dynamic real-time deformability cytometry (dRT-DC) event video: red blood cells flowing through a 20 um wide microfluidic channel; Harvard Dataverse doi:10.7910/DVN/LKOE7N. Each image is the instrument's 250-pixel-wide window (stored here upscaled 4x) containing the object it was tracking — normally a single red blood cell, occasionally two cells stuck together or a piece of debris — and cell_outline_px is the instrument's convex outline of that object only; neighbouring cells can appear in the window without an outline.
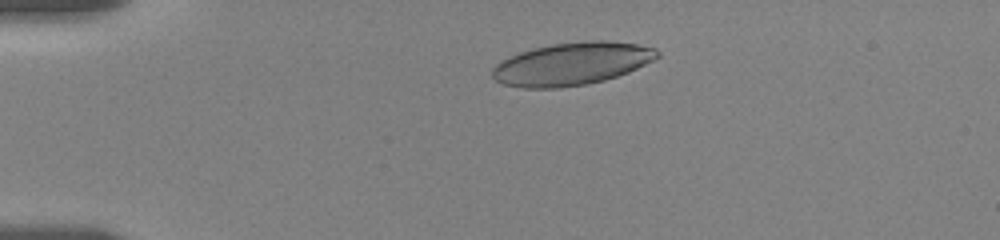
{"species": "human", "species_latin": "Homo sapiens", "temperature_condition": "room temperature", "stored_images_in_passage": 53, "camera_frame_rate_fps": 3000, "um_per_image_px": 0.085, "donor": {"sex": "female"}, "frame": {"image": 1, "passage_image": 9, "time_ms": 2.667, "image_size_px": [1000, 240], "cell_outline_px": [[660, 56], [628, 72], [604, 80], [588, 84], [560, 88], [524, 88], [504, 84], [496, 80], [492, 76], [492, 68], [500, 60], [520, 52], [532, 48], [552, 44], [584, 40], [608, 40], [636, 44], [656, 48], [660, 52]], "centroid_in_image_um": [48.59, 5.41], "position_along_channel_um": 36.4, "area_um2": 41.15}}
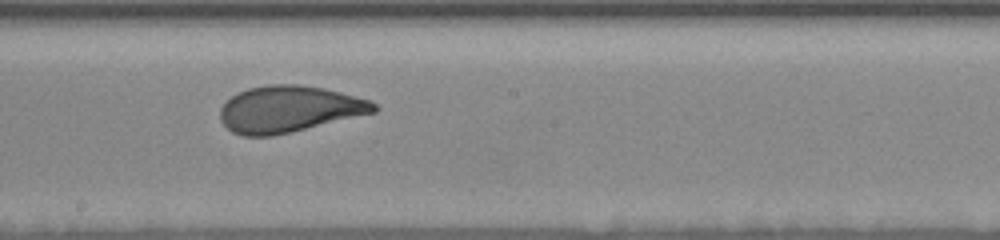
{"frame": {"image": 2, "passage_image": 29, "time_ms": 9.333, "image_size_px": [1000, 240], "cell_outline_px": [[380, 108], [376, 112], [272, 136], [244, 136], [232, 132], [220, 120], [220, 108], [232, 96], [248, 88], [268, 84], [300, 84], [324, 88], [372, 100]], "centroid_in_image_um": [24.59, 9.26], "position_along_channel_um": 223.6, "area_um2": 41.56}}
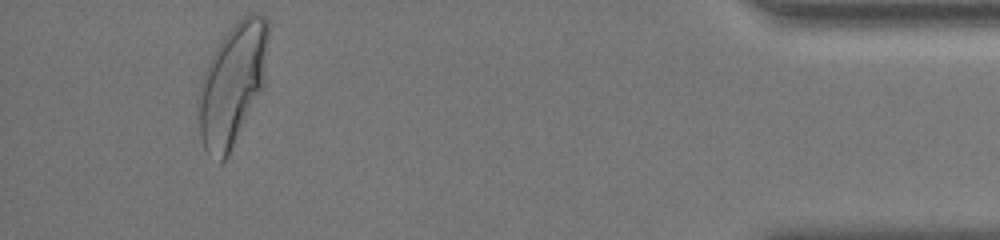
{"frame": {"image": 3, "passage_image": 50, "time_ms": 16.333, "image_size_px": [1000, 240], "cell_outline_px": [[268, 36], [264, 84], [228, 156], [220, 164], [208, 156], [204, 148], [200, 136], [196, 104], [196, 96], [200, 80], [220, 40], [236, 20], [248, 12], [256, 12], [264, 16], [268, 20]], "centroid_in_image_um": [19.72, 7.16], "position_along_channel_um": 415.5, "area_um2": 49.94}, "authors_computed_cell_mechanics": {"area_um2": 41.4426, "velocity_mm_per_s": 3.5386, "shape_relaxation_time_tau1_ms": 4.6864, "shape_relaxation_time_tau2_ms": 0.8494, "deformation_change_tau1": 0.1888, "deformation_change_tau2": 0.07}}